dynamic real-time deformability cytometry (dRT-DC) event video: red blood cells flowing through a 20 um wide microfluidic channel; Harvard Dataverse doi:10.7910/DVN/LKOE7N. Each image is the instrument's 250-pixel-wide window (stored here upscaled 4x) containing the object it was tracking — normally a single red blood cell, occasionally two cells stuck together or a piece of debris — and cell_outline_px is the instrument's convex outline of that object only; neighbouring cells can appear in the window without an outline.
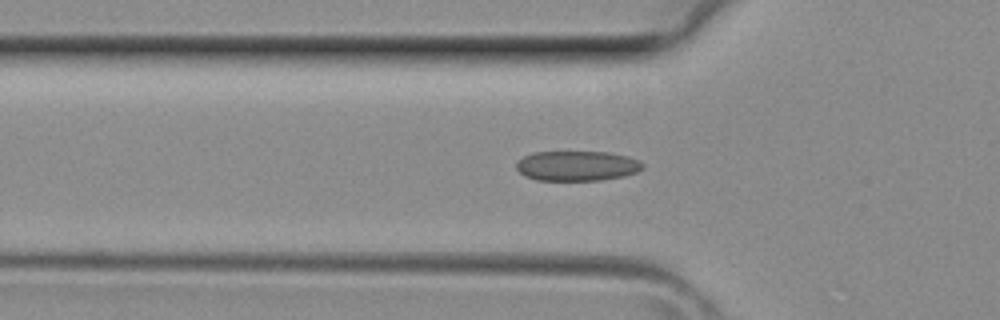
{"species": "common noctule bat (a hibernating species)", "species_latin": "Nyctalus noctula", "temperature_condition": "room temperature", "stored_images_in_passage": 41, "camera_frame_rate_fps": 3000, "um_per_image_px": 0.085, "animal": {"sex": "female", "body_mass_g": 29.2, "forearm_length_mm": 56.3}, "frame": {"image": 1, "passage_image": 13, "time_ms": 4.0, "image_size_px": [1000, 320], "cell_outline_px": [[644, 168], [636, 172], [624, 176], [600, 180], [536, 180], [524, 176], [516, 168], [516, 160], [532, 152], [608, 152], [628, 156], [640, 160], [644, 164]], "centroid_in_image_um": [49.04, 14.09], "position_along_channel_um": 76.8, "area_um2": 22.25}}
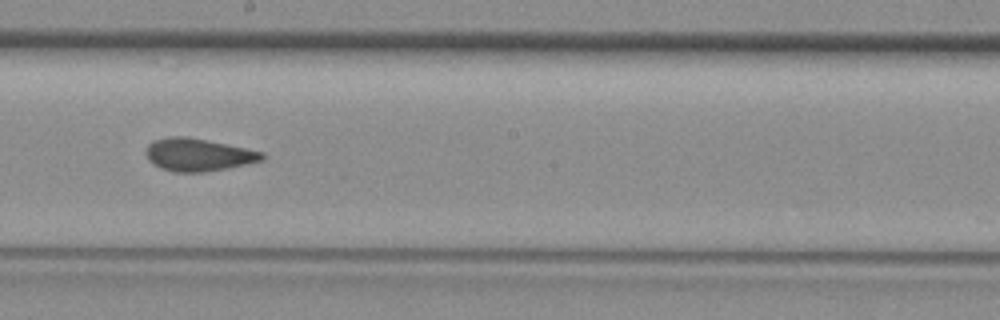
{"frame": {"image": 2, "passage_image": 22, "time_ms": 7.0, "image_size_px": [1000, 320], "cell_outline_px": [[264, 160], [228, 168], [204, 172], [172, 172], [160, 168], [152, 164], [148, 160], [144, 152], [148, 144], [156, 140], [172, 136], [184, 136], [264, 152]], "centroid_in_image_um": [16.8, 13.17], "position_along_channel_um": 231.4, "area_um2": 21.96}}
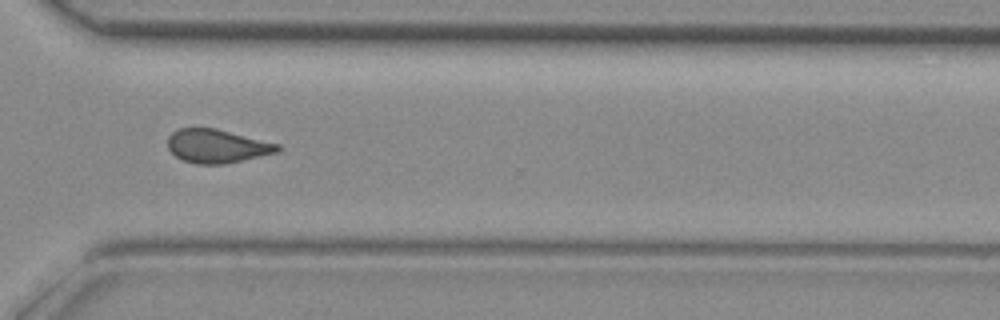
{"frame": {"image": 3, "passage_image": 29, "time_ms": 9.333, "image_size_px": [1000, 320], "cell_outline_px": [[280, 148], [276, 152], [224, 164], [196, 164], [184, 160], [176, 156], [168, 148], [168, 136], [176, 128], [216, 128], [280, 144]], "centroid_in_image_um": [18.41, 12.4], "position_along_channel_um": 352.2, "area_um2": 21.33}}